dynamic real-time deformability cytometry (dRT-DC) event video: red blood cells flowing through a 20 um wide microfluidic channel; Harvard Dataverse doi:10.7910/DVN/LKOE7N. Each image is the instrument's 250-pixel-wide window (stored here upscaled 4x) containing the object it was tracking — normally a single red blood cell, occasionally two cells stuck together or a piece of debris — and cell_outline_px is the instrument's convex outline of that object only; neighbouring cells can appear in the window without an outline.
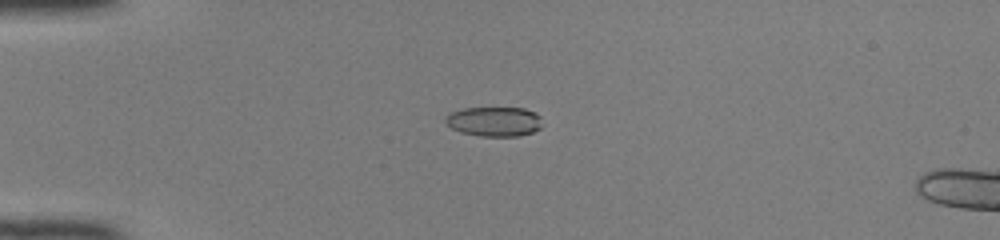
{"species": "common noctule bat (a hibernating species)", "species_latin": "Nyctalus noctula", "temperature_condition": "room temperature", "stored_images_in_passage": 33, "camera_frame_rate_fps": 3000, "um_per_image_px": 0.085, "animal": {"sex": "female", "body_mass_g": 22.0, "forearm_length_mm": 56.7}, "frame": {"image": 1, "passage_image": 2, "time_ms": 0.333, "image_size_px": [1000, 240], "cell_outline_px": [[540, 128], [532, 132], [520, 136], [480, 136], [460, 132], [452, 128], [444, 120], [444, 116], [452, 112], [464, 108], [524, 108], [536, 112], [540, 116]], "centroid_in_image_um": [42.0, 10.33], "position_along_channel_um": 43.0, "area_um2": 16.7}}
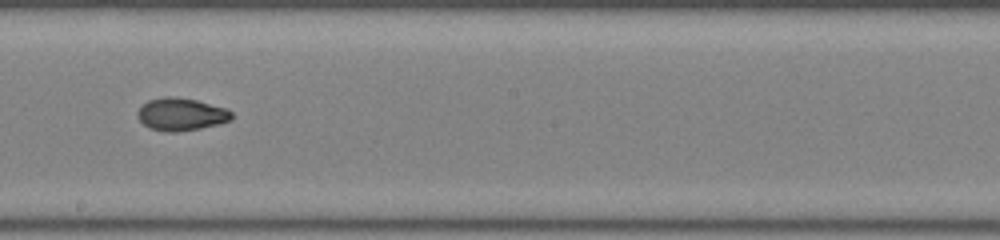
{"frame": {"image": 2, "passage_image": 18, "time_ms": 5.667, "image_size_px": [1000, 240], "cell_outline_px": [[232, 120], [200, 128], [176, 132], [164, 132], [148, 128], [140, 120], [136, 112], [148, 100], [164, 96], [176, 96], [196, 100], [228, 108], [232, 112]], "centroid_in_image_um": [15.39, 9.71], "position_along_channel_um": 232.8, "area_um2": 17.98}}
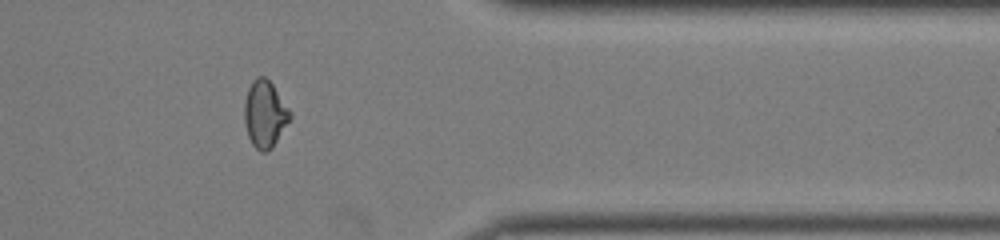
{"frame": {"image": 3, "passage_image": 30, "time_ms": 9.667, "image_size_px": [1000, 240], "cell_outline_px": [[292, 116], [272, 148], [264, 152], [260, 152], [252, 144], [248, 136], [244, 120], [244, 104], [248, 88], [252, 80], [256, 76], [264, 76], [272, 84], [292, 112]], "centroid_in_image_um": [22.51, 9.69], "position_along_channel_um": 388.9, "area_um2": 17.8}, "authors_computed_cell_mechanics": {"area_um2": 17.629, "velocity_mm_per_s": 4.1732, "shape_relaxation_time_tau1_ms": null, "shape_relaxation_time_tau2_ms": 1.233, "deformation_change_tau1": null, "deformation_change_tau2": 0.0508}}